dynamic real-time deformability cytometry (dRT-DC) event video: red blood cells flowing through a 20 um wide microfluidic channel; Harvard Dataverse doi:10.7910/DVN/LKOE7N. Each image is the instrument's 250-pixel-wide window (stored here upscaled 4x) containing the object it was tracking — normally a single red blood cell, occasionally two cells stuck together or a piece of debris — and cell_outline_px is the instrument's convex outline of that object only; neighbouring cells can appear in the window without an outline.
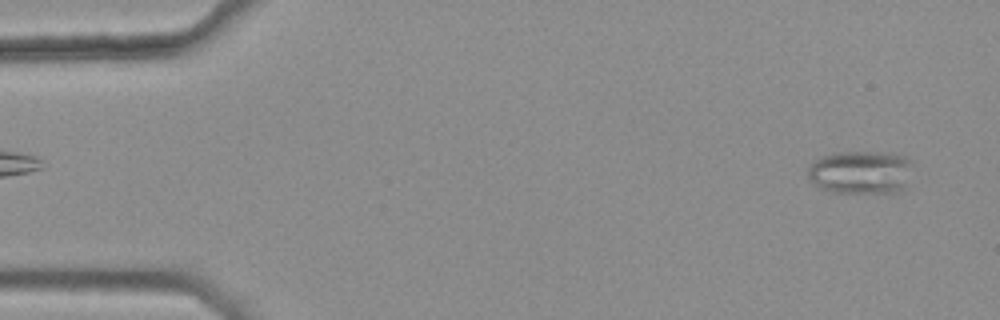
{"species": "common noctule bat (a hibernating species)", "species_latin": "Nyctalus noctula", "temperature_condition": "warm", "stored_images_in_passage": 9, "camera_frame_rate_fps": 3000, "um_per_image_px": 0.085, "animal": {"sex": "female", "body_mass_g": 25.1}, "frame": {"image": 1, "passage_image": 1, "time_ms": 0.0, "image_size_px": [1000, 320], "cell_outline_px": [[912, 160], [904, 188], [896, 192], [824, 192], [812, 184], [808, 176], [808, 168], [820, 156], [836, 152], [892, 152], [904, 156]], "centroid_in_image_um": [73.11, 14.63], "position_along_channel_um": 11.9, "area_um2": 26.59}}